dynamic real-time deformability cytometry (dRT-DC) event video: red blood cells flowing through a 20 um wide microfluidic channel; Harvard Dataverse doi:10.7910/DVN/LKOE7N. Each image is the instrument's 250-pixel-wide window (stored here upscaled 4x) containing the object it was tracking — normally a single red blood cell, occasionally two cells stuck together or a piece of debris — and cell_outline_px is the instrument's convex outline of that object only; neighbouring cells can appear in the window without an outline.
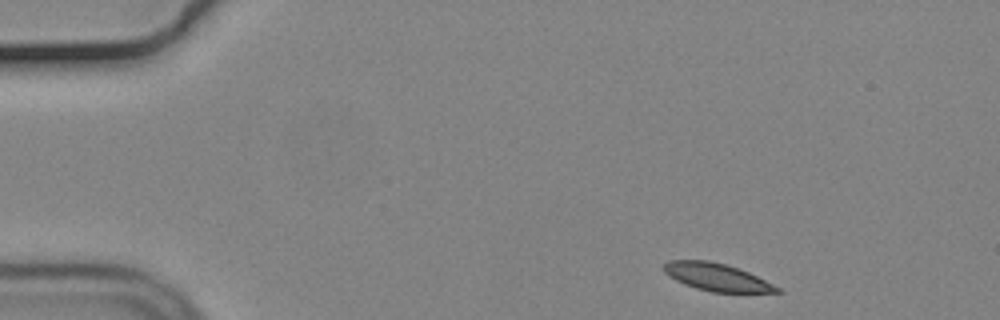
{"species": "common noctule bat (a hibernating species)", "species_latin": "Nyctalus noctula", "temperature_condition": "cold", "stored_images_in_passage": 49, "camera_frame_rate_fps": 3000, "um_per_image_px": 0.085, "animal": {"sex": "male", "body_mass_g": 19.2, "forearm_length_mm": 51.8}, "frame": {"image": 1, "passage_image": 1, "time_ms": 0.0, "image_size_px": [1000, 320], "cell_outline_px": [[784, 292], [712, 292], [696, 288], [684, 284], [668, 276], [664, 272], [664, 264], [668, 260], [708, 260], [724, 264], [748, 272], [780, 288]], "centroid_in_image_um": [60.88, 23.55], "position_along_channel_um": 24.1, "area_um2": 17.92}}
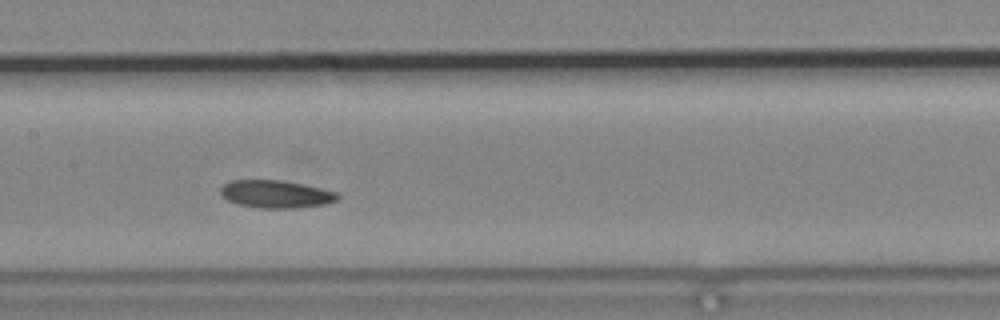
{"frame": {"image": 2, "passage_image": 21, "time_ms": 6.667, "image_size_px": [1000, 320], "cell_outline_px": [[340, 196], [336, 200], [328, 204], [296, 208], [260, 208], [236, 204], [220, 196], [220, 188], [224, 184], [232, 180], [280, 180], [320, 188], [336, 192]], "centroid_in_image_um": [23.42, 16.51], "position_along_channel_um": 184.0, "area_um2": 18.9}}
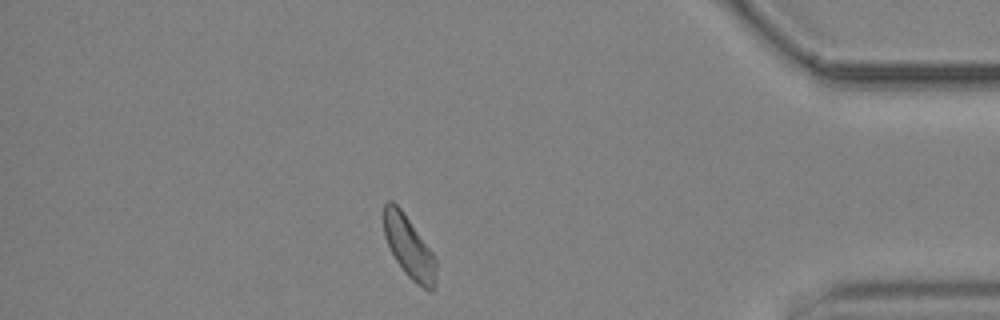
{"frame": {"image": 3, "passage_image": 42, "time_ms": 13.667, "image_size_px": [1000, 320], "cell_outline_px": [[436, 284], [432, 292], [428, 292], [416, 284], [404, 272], [396, 260], [384, 236], [384, 204], [388, 200], [392, 200], [400, 208], [432, 252], [436, 260]], "centroid_in_image_um": [34.78, 21.06], "position_along_channel_um": 400.4, "area_um2": 18.73}, "authors_computed_cell_mechanics": {"area_um2": 19.074, "velocity_mm_per_s": 3.6517, "shape_relaxation_time_tau1_ms": 5.0172, "shape_relaxation_time_tau2_ms": 7.94, "deformation_change_tau1": 0.1088, "deformation_change_tau2": 0.1282}}